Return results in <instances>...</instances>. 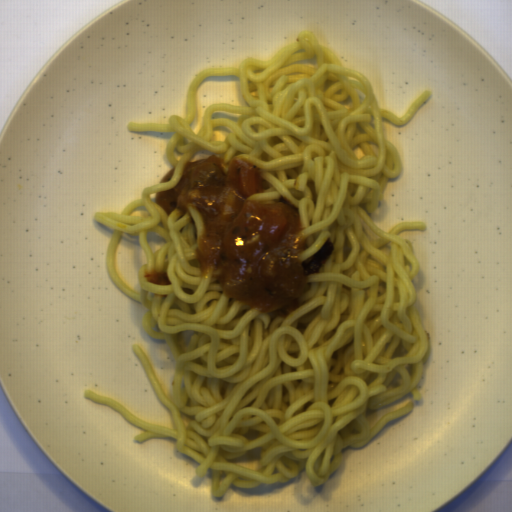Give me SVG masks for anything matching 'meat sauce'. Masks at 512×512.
Masks as SVG:
<instances>
[{"label": "meat sauce", "instance_id": "obj_2", "mask_svg": "<svg viewBox=\"0 0 512 512\" xmlns=\"http://www.w3.org/2000/svg\"><path fill=\"white\" fill-rule=\"evenodd\" d=\"M149 282L155 285L172 286L166 271H153L144 276Z\"/></svg>", "mask_w": 512, "mask_h": 512}, {"label": "meat sauce", "instance_id": "obj_1", "mask_svg": "<svg viewBox=\"0 0 512 512\" xmlns=\"http://www.w3.org/2000/svg\"><path fill=\"white\" fill-rule=\"evenodd\" d=\"M223 159L210 155L187 162L181 180L156 192L155 201L166 215L194 207L202 216L203 234L194 250L200 275L219 282L224 296L271 314L290 315L301 302L307 276L317 272L333 248L326 238L305 258L300 210L283 196L271 201H251L263 193L259 167L245 165L233 156L223 173Z\"/></svg>", "mask_w": 512, "mask_h": 512}, {"label": "meat sauce", "instance_id": "obj_3", "mask_svg": "<svg viewBox=\"0 0 512 512\" xmlns=\"http://www.w3.org/2000/svg\"><path fill=\"white\" fill-rule=\"evenodd\" d=\"M174 174H175V168H173V169H171L169 172H167V173L162 177V179L160 180V183L169 181L170 179H172V178H173Z\"/></svg>", "mask_w": 512, "mask_h": 512}]
</instances>
